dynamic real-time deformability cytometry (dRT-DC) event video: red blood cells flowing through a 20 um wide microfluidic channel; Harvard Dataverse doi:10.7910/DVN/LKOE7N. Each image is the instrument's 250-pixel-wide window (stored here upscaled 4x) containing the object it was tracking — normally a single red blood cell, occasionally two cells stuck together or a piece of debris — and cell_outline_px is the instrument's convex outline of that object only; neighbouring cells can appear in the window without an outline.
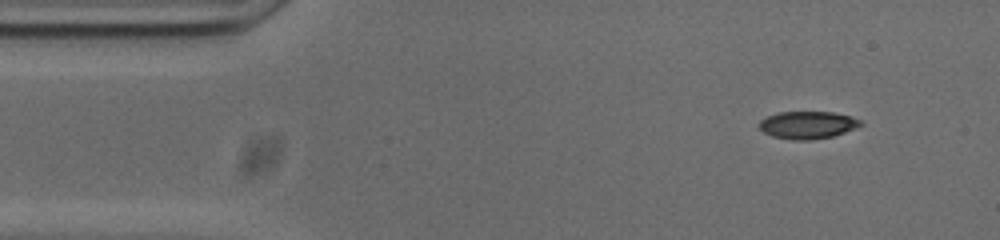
{"species": "common noctule bat (a hibernating species)", "species_latin": "Nyctalus noctula", "temperature_condition": "cold", "stored_images_in_passage": 49, "camera_frame_rate_fps": 3000, "um_per_image_px": 0.085, "animal": {"sex": "male", "body_mass_g": 20.0, "forearm_length_mm": 53.3}, "frame": {"image": 1, "passage_image": 1, "time_ms": 0.0, "image_size_px": [1000, 240], "cell_outline_px": [[864, 124], [856, 128], [832, 136], [812, 140], [792, 140], [772, 136], [764, 132], [756, 124], [760, 120], [776, 112], [832, 112], [848, 116], [860, 120]], "centroid_in_image_um": [68.61, 10.62], "position_along_channel_um": 16.4, "area_um2": 16.24}}
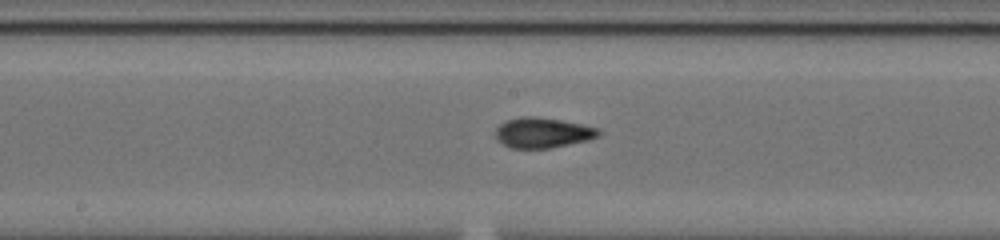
{"frame": {"image": 2, "passage_image": 22, "time_ms": 7.0, "image_size_px": [1000, 240], "cell_outline_px": [[600, 136], [588, 140], [548, 148], [508, 148], [496, 136], [496, 128], [500, 124], [508, 120], [520, 116], [532, 116], [560, 120], [600, 128]], "centroid_in_image_um": [46.14, 11.28], "position_along_channel_um": 202.1, "area_um2": 17.98}}
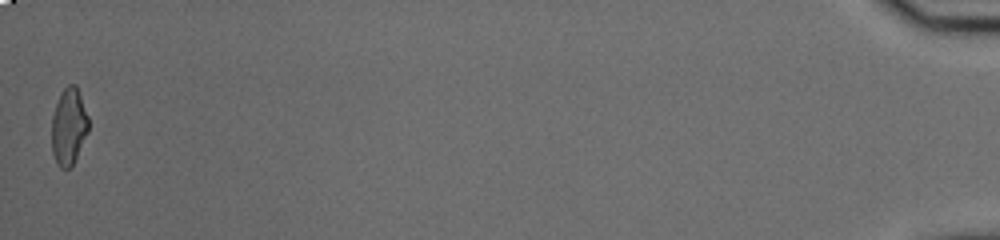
{"frame": {"image": 3, "passage_image": 49, "time_ms": 16.0, "image_size_px": [1000, 240], "cell_outline_px": [[88, 132], [72, 164], [68, 168], [60, 168], [56, 164], [52, 152], [52, 116], [60, 92], [68, 84], [76, 84], [88, 116]], "centroid_in_image_um": [5.83, 10.73], "position_along_channel_um": 429.4, "area_um2": 16.36}, "authors_computed_cell_mechanics": {"area_um2": 17.1088, "velocity_mm_per_s": 3.7458, "shape_relaxation_time_tau1_ms": 6.1279, "shape_relaxation_time_tau2_ms": 1.4012, "deformation_change_tau1": 0.1878, "deformation_change_tau2": 0.074}}